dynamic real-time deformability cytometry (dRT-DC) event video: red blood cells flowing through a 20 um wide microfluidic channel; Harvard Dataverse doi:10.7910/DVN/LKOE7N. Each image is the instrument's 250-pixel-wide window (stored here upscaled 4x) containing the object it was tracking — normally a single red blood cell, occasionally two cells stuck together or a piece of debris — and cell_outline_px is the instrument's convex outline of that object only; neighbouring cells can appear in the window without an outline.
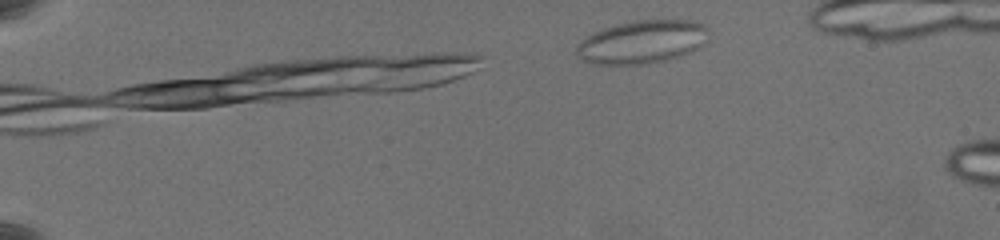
{"species": "common noctule bat (a hibernating species)", "species_latin": "Nyctalus noctula", "temperature_condition": "warm", "stored_images_in_passage": 46, "camera_frame_rate_fps": 3000, "um_per_image_px": 0.085, "animal": {"sex": "female", "body_mass_g": 19.5, "forearm_length_mm": 54.1}, "frame": {"image": 1, "passage_image": 1, "time_ms": 0.0, "image_size_px": [1000, 240], "cell_outline_px": [[708, 40], [700, 48], [680, 56], [668, 60], [644, 64], [592, 64], [584, 60], [576, 52], [576, 44], [580, 40], [604, 28], [616, 24], [636, 20], [688, 20], [700, 24], [708, 28]], "centroid_in_image_um": [54.6, 3.57], "position_along_channel_um": 30.4, "area_um2": 33.23}}
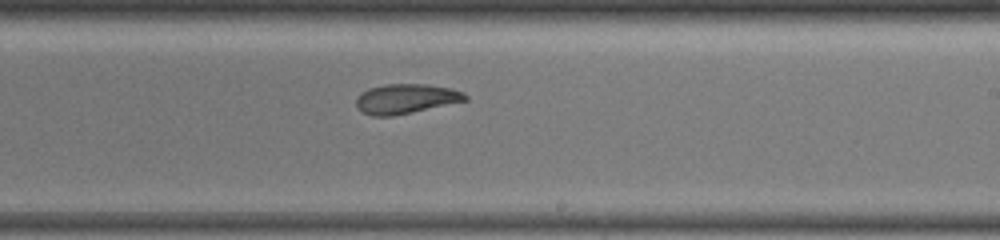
{"frame": {"image": 2, "passage_image": 25, "time_ms": 8.0, "image_size_px": [1000, 240], "cell_outline_px": [[468, 100], [392, 116], [372, 116], [360, 112], [356, 108], [356, 100], [360, 92], [368, 88], [384, 84], [428, 84], [452, 88], [464, 92], [468, 96]], "centroid_in_image_um": [34.47, 8.39], "position_along_channel_um": 254.5, "area_um2": 19.07}}
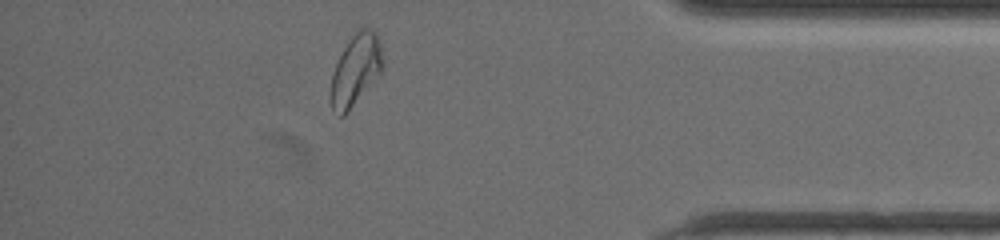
{"frame": {"image": 3, "passage_image": 40, "time_ms": 13.0, "image_size_px": [1000, 240], "cell_outline_px": [[384, 68], [348, 112], [344, 116], [340, 116], [332, 112], [328, 96], [332, 72], [344, 48], [352, 36], [360, 28], [368, 28], [376, 32], [380, 40], [384, 60]], "centroid_in_image_um": [30.21, 5.99], "position_along_channel_um": 405.0, "area_um2": 21.91}, "authors_computed_cell_mechanics": {"area_um2": 20.2011, "velocity_mm_per_s": 3.5247, "shape_relaxation_time_tau1_ms": 10.6511, "shape_relaxation_time_tau2_ms": 2.7078, "deformation_change_tau1": 0.1828, "deformation_change_tau2": 0.0714}}